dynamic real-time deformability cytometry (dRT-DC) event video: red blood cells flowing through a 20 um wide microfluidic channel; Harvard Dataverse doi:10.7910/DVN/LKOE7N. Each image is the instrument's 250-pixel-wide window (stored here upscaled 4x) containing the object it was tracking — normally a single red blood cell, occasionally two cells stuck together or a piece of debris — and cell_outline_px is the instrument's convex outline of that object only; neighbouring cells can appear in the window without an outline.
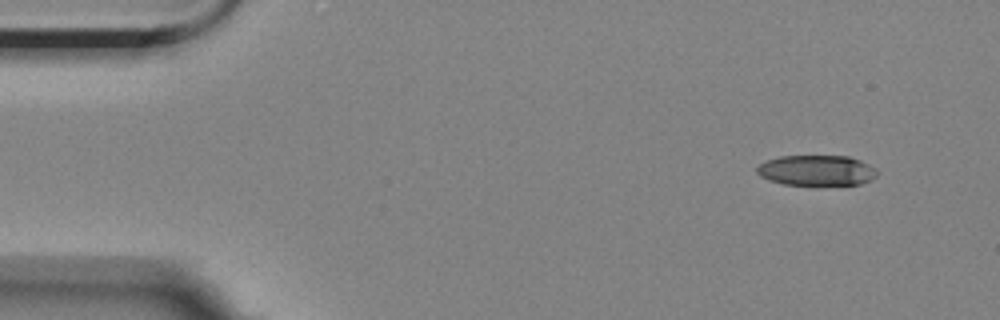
{"species": "Egyptian fruit bat (a non-hibernating species)", "species_latin": "Rousettus aegyptiacus", "temperature_condition": "room temperature", "stored_images_in_passage": 4, "camera_frame_rate_fps": 3000, "um_per_image_px": 0.085, "animal": {"sex": "female"}, "frame": {"image": 1, "passage_image": 1, "time_ms": 0.0, "image_size_px": [1000, 320], "cell_outline_px": [[876, 176], [872, 180], [860, 184], [816, 188], [812, 188], [784, 184], [768, 180], [760, 176], [756, 172], [756, 168], [760, 164], [768, 160], [780, 156], [848, 156], [860, 160], [876, 168]], "centroid_in_image_um": [69.42, 14.54], "position_along_channel_um": 15.6, "area_um2": 22.31}}
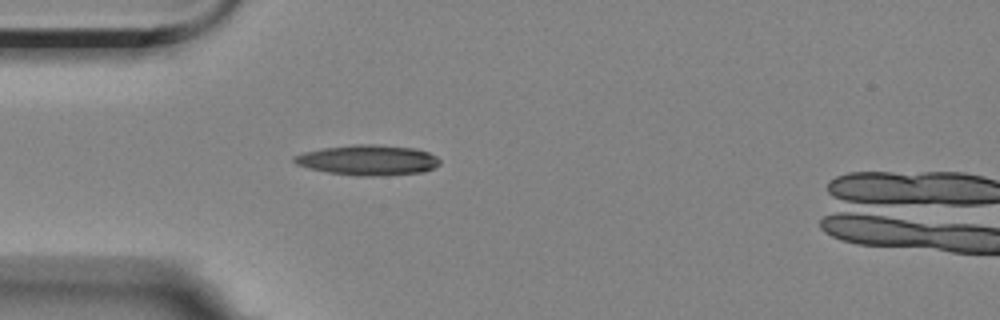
{"frame": {"image": 2, "passage_image": 4, "time_ms": 3.667, "image_size_px": [1000, 320], "cell_outline_px": [[440, 164], [424, 172], [380, 176], [356, 176], [328, 172], [308, 168], [296, 164], [292, 160], [292, 156], [304, 152], [324, 148], [352, 144], [376, 144], [416, 148], [428, 152], [436, 156], [440, 160]], "centroid_in_image_um": [31.27, 13.6], "position_along_channel_um": 53.7, "area_um2": 25.89}}